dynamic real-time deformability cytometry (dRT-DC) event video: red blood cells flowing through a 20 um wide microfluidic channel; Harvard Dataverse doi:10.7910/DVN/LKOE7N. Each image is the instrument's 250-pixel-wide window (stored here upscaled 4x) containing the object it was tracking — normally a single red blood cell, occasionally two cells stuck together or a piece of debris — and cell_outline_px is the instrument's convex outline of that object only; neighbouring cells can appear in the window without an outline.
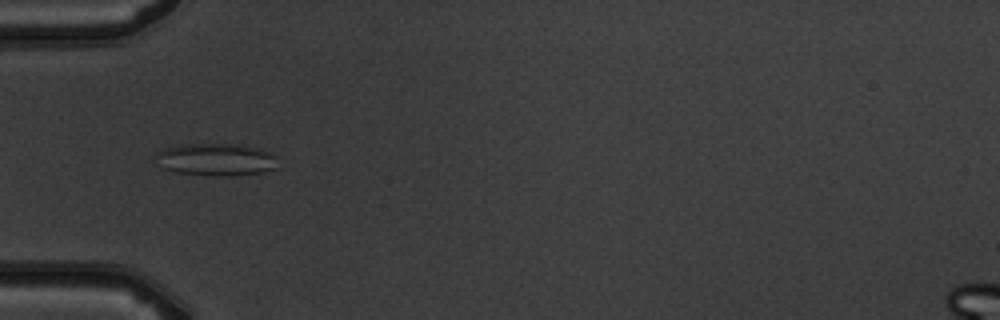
{"species": "common noctule bat (a hibernating species)", "species_latin": "Nyctalus noctula", "temperature_condition": "warm", "stored_images_in_passage": 6, "camera_frame_rate_fps": 3000, "um_per_image_px": 0.085, "animal": {"sex": "male", "body_mass_g": 19.5, "forearm_length_mm": 54.6}, "frame": {"image": 1, "passage_image": 2, "time_ms": 1.333, "image_size_px": [1000, 320], "cell_outline_px": [[276, 168], [264, 172], [228, 176], [216, 176], [176, 172], [164, 168], [156, 156], [156, 152], [164, 148], [176, 144], [236, 144], [260, 148], [276, 156]], "centroid_in_image_um": [18.38, 13.55], "position_along_channel_um": 66.6, "area_um2": 23.0}}
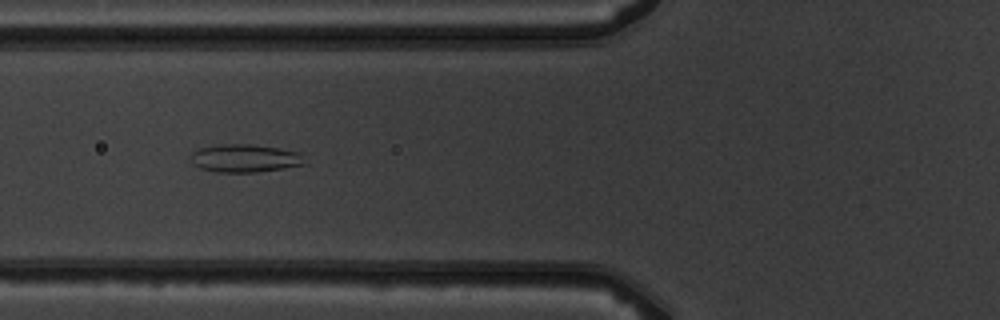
{"frame": {"image": 2, "passage_image": 3, "time_ms": 2.333, "image_size_px": [1000, 320], "cell_outline_px": [[308, 164], [256, 172], [216, 172], [200, 168], [192, 164], [188, 156], [192, 152], [200, 148], [224, 144], [252, 144], [300, 152]], "centroid_in_image_um": [20.79, 13.45], "position_along_channel_um": 105.0, "area_um2": 18.67}}
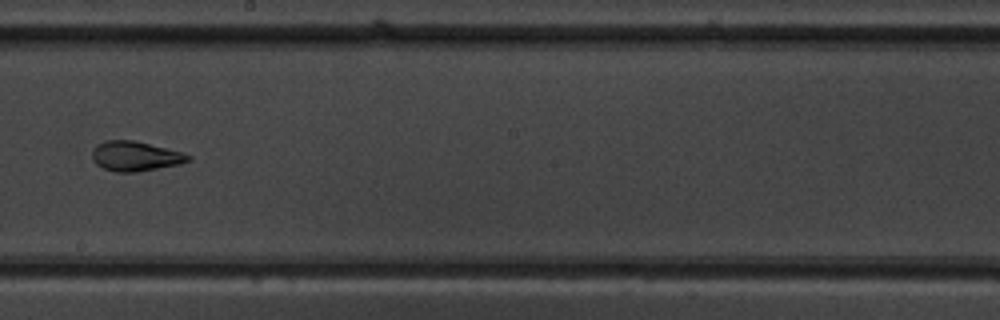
{"frame": {"image": 3, "passage_image": 6, "time_ms": 5.667, "image_size_px": [1000, 320], "cell_outline_px": [[192, 160], [180, 164], [136, 172], [116, 172], [104, 168], [96, 164], [92, 160], [92, 148], [96, 144], [108, 140], [132, 140], [184, 152], [192, 156]], "centroid_in_image_um": [11.51, 13.27], "position_along_channel_um": 236.7, "area_um2": 16.76}}